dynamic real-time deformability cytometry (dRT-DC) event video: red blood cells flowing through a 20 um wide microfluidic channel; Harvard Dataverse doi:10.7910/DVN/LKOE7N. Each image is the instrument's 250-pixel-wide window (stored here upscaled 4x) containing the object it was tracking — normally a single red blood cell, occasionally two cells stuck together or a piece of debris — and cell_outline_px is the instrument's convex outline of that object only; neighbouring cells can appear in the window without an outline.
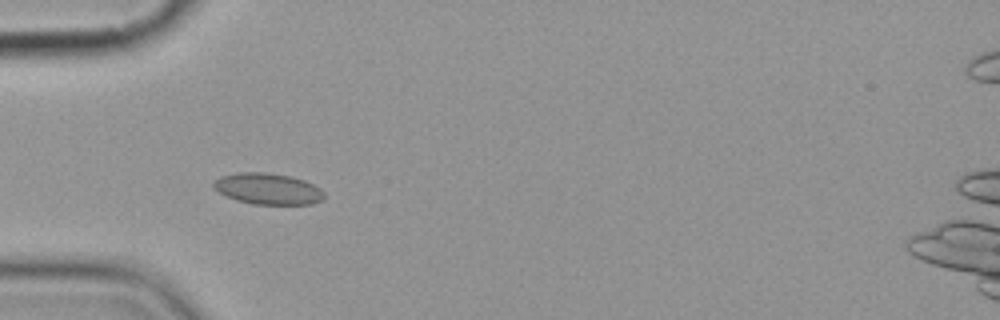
{"species": "common noctule bat (a hibernating species)", "species_latin": "Nyctalus noctula", "temperature_condition": "cold", "stored_images_in_passage": 6, "camera_frame_rate_fps": 3000, "um_per_image_px": 0.085, "animal": {"sex": "female", "body_mass_g": 19.9}, "frame": {"image": 1, "passage_image": 5, "time_ms": 5.333, "image_size_px": [1000, 320], "cell_outline_px": [[324, 200], [312, 204], [252, 204], [236, 200], [212, 188], [212, 184], [220, 176], [236, 172], [264, 172], [288, 176], [304, 180], [320, 188], [324, 192]], "centroid_in_image_um": [22.77, 16.05], "position_along_channel_um": 62.2, "area_um2": 20.11}}
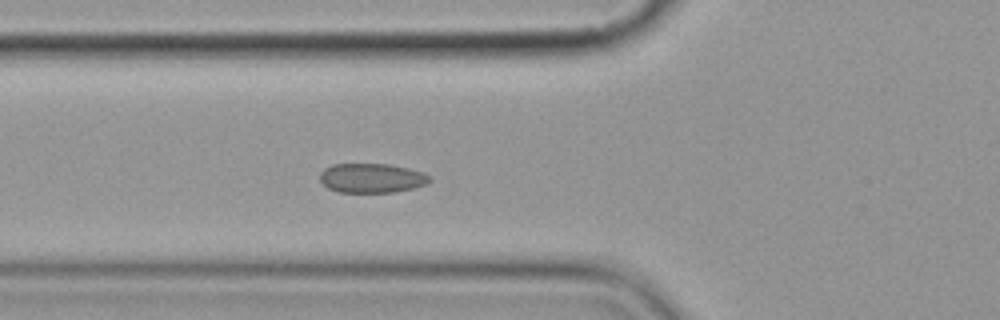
{"frame": {"image": 2, "passage_image": 6, "time_ms": 6.333, "image_size_px": [1000, 320], "cell_outline_px": [[432, 180], [428, 184], [396, 192], [340, 192], [328, 188], [320, 180], [320, 172], [324, 168], [332, 164], [392, 164], [424, 172]], "centroid_in_image_um": [31.61, 15.13], "position_along_channel_um": 94.2, "area_um2": 18.9}}